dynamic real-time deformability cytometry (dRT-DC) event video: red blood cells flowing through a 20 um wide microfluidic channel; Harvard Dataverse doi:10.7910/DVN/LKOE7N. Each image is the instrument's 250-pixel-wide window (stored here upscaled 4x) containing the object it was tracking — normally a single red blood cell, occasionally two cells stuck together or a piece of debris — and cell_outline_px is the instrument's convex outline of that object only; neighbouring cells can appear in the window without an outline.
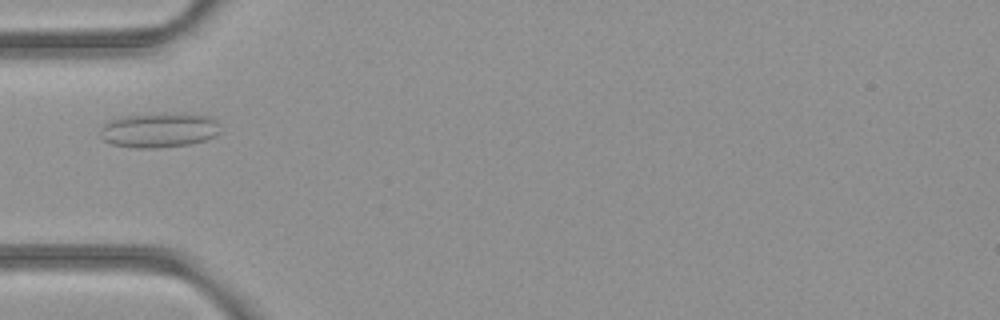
{"species": "common noctule bat (a hibernating species)", "species_latin": "Nyctalus noctula", "temperature_condition": "room temperature", "stored_images_in_passage": 2, "camera_frame_rate_fps": 3000, "um_per_image_px": 0.085, "animal": {"sex": "female", "body_mass_g": 21.9}, "frame": {"image": 1, "passage_image": 2, "time_ms": 0.333, "image_size_px": [1000, 320], "cell_outline_px": [[220, 132], [216, 136], [192, 144], [156, 148], [136, 148], [112, 144], [104, 140], [100, 136], [100, 124], [108, 120], [124, 116], [168, 112], [184, 112], [212, 116], [216, 120]], "centroid_in_image_um": [13.53, 11.03], "position_along_channel_um": 71.5, "area_um2": 25.03}}